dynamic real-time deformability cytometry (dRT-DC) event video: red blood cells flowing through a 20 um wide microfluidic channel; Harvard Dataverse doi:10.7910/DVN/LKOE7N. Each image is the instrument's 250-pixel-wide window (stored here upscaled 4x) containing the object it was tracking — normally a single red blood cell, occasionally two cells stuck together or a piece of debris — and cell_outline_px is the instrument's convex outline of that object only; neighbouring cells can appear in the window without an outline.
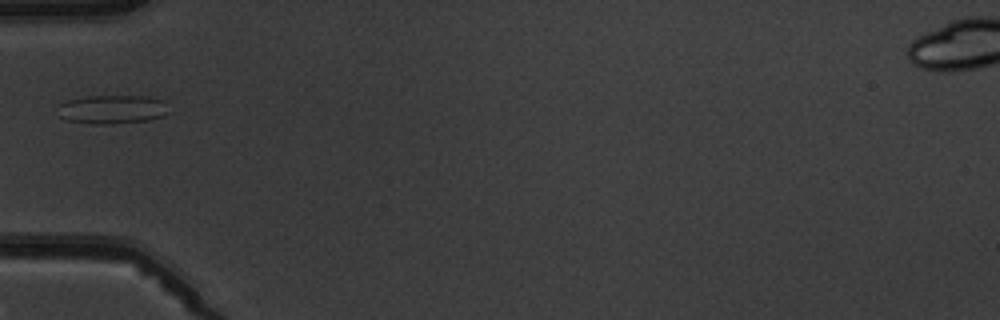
{"species": "common noctule bat (a hibernating species)", "species_latin": "Nyctalus noctula", "temperature_condition": "warm", "stored_images_in_passage": 5, "camera_frame_rate_fps": 3000, "um_per_image_px": 0.085, "animal": {"sex": "male", "body_mass_g": 19.5, "forearm_length_mm": 54.6}, "frame": {"image": 1, "passage_image": 4, "time_ms": 3.667, "image_size_px": [1000, 320], "cell_outline_px": [[172, 112], [164, 116], [148, 120], [112, 124], [92, 124], [68, 120], [60, 116], [60, 104], [68, 100], [88, 96], [148, 96], [164, 100]], "centroid_in_image_um": [9.65, 9.29], "position_along_channel_um": 75.4, "area_um2": 18.73}}
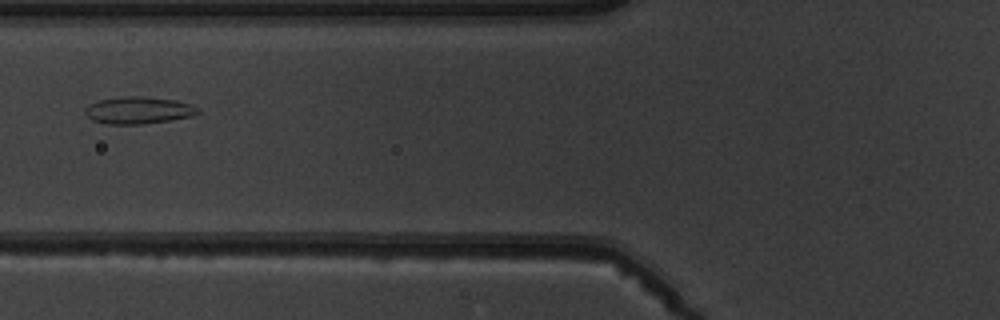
{"frame": {"image": 2, "passage_image": 5, "time_ms": 4.667, "image_size_px": [1000, 320], "cell_outline_px": [[200, 112], [192, 116], [168, 120], [140, 124], [108, 124], [92, 120], [84, 112], [84, 108], [88, 104], [100, 100], [128, 96], [140, 96], [176, 100], [192, 104], [200, 108]], "centroid_in_image_um": [11.78, 9.37], "position_along_channel_um": 114.0, "area_um2": 17.74}}